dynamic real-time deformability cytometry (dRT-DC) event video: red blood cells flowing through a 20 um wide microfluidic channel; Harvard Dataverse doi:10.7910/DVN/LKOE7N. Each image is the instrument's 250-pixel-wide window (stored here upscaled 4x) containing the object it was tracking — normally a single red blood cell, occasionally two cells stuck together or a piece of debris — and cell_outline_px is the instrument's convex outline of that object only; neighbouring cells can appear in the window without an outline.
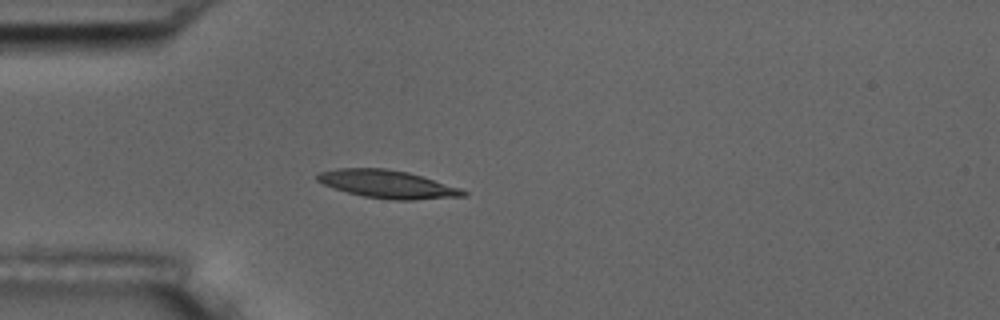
{"species": "common noctule bat (a hibernating species)", "species_latin": "Nyctalus noctula", "temperature_condition": "room temperature", "stored_images_in_passage": 5, "camera_frame_rate_fps": 3000, "um_per_image_px": 0.085, "animal": {"sex": "male", "body_mass_g": 17.5, "forearm_length_mm": 52.3}, "frame": {"image": 1, "passage_image": 5, "time_ms": 4.333, "image_size_px": [1000, 320], "cell_outline_px": [[468, 196], [412, 200], [396, 200], [364, 196], [348, 192], [324, 184], [316, 180], [316, 176], [320, 172], [336, 168], [384, 168], [408, 172], [460, 188], [468, 192]], "centroid_in_image_um": [32.96, 15.65], "position_along_channel_um": 52.0, "area_um2": 23.52}}